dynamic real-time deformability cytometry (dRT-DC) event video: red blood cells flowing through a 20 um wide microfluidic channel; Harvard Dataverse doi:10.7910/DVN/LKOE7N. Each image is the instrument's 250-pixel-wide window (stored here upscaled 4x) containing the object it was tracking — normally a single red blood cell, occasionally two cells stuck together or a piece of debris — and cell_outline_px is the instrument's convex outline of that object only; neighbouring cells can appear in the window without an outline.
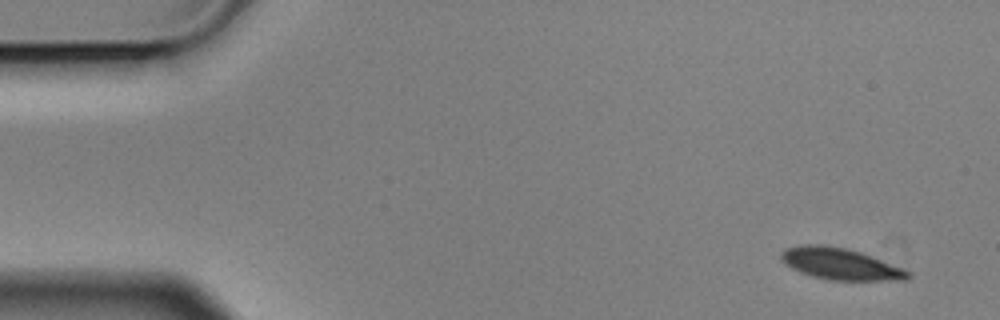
{"species": "Egyptian fruit bat (a non-hibernating species)", "species_latin": "Rousettus aegyptiacus", "temperature_condition": "cold", "stored_images_in_passage": 4, "camera_frame_rate_fps": 3000, "um_per_image_px": 0.085, "animal": {"sex": "male"}, "frame": {"image": 1, "passage_image": 1, "time_ms": 0.0, "image_size_px": [1000, 320], "cell_outline_px": [[912, 276], [908, 280], [828, 280], [812, 276], [800, 272], [784, 264], [780, 260], [780, 252], [784, 248], [796, 244], [824, 244], [844, 248], [860, 252], [872, 256], [904, 268], [912, 272]], "centroid_in_image_um": [71.41, 22.42], "position_along_channel_um": 13.6, "area_um2": 23.76}}
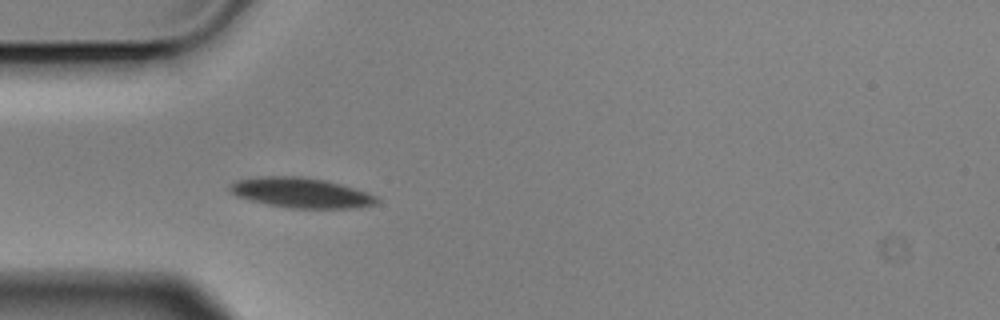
{"frame": {"image": 2, "passage_image": 4, "time_ms": 1.0, "image_size_px": [1000, 320], "cell_outline_px": [[380, 200], [376, 204], [360, 208], [288, 208], [268, 204], [236, 196], [228, 188], [236, 180], [260, 176], [300, 176], [324, 180], [340, 184], [368, 192], [376, 196]], "centroid_in_image_um": [25.63, 16.39], "position_along_channel_um": 59.4, "area_um2": 25.72}}